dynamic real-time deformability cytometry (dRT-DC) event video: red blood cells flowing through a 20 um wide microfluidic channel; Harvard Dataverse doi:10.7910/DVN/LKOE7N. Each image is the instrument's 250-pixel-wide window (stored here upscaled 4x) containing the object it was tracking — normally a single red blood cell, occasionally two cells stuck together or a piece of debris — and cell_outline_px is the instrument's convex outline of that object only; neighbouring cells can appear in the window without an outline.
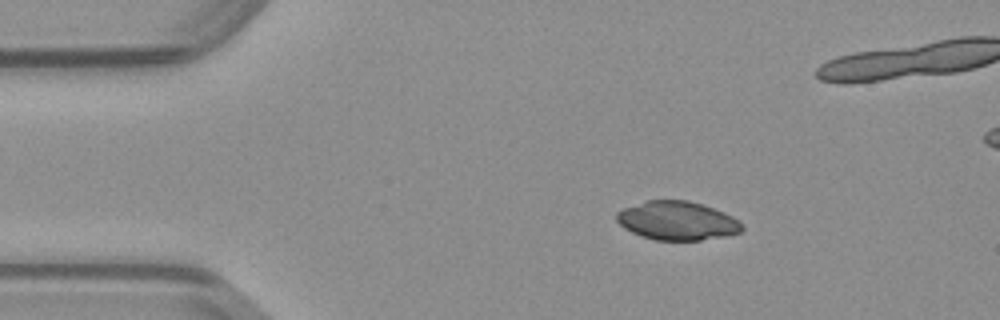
{"species": "common noctule bat (a hibernating species)", "species_latin": "Nyctalus noctula", "temperature_condition": "warm", "stored_images_in_passage": 43, "camera_frame_rate_fps": 3000, "um_per_image_px": 0.085, "animal": {"sex": "male", "body_mass_g": 23.1, "forearm_length_mm": 52.7}, "frame": {"image": 1, "passage_image": 1, "time_ms": 0.0, "image_size_px": [1000, 320], "cell_outline_px": [[744, 228], [740, 232], [728, 236], [700, 240], [656, 240], [640, 236], [624, 228], [616, 220], [616, 212], [624, 208], [648, 200], [688, 200], [704, 204], [724, 212], [740, 220], [744, 224]], "centroid_in_image_um": [57.6, 18.76], "position_along_channel_um": 27.4, "area_um2": 28.55}}
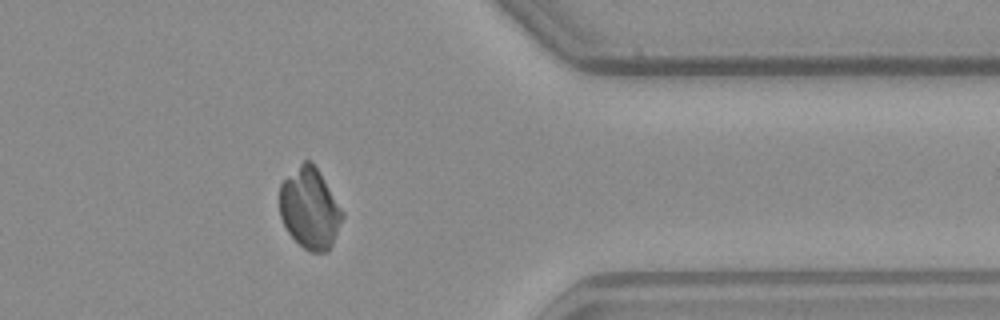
{"frame": {"image": 2, "passage_image": 32, "time_ms": 10.333, "image_size_px": [1000, 320], "cell_outline_px": [[344, 216], [332, 244], [328, 252], [308, 252], [288, 232], [280, 216], [280, 184], [304, 160], [312, 160], [344, 212]], "centroid_in_image_um": [26.34, 17.73], "position_along_channel_um": 385.1, "area_um2": 29.36}}